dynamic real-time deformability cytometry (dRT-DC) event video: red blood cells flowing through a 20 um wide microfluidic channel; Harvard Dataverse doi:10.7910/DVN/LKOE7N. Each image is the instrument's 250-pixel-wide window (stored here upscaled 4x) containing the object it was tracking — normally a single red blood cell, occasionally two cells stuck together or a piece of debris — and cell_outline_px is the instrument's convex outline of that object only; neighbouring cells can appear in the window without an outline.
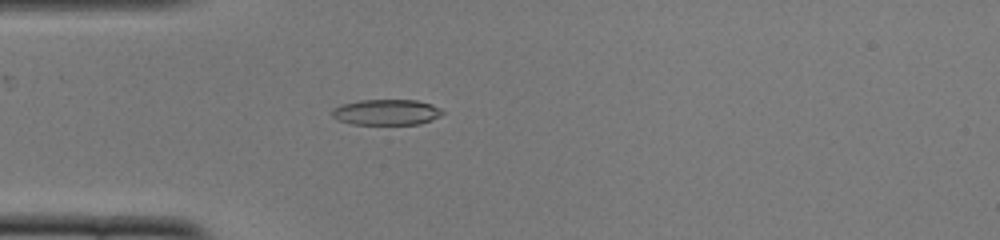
{"species": "common noctule bat (a hibernating species)", "species_latin": "Nyctalus noctula", "temperature_condition": "cold", "stored_images_in_passage": 42, "camera_frame_rate_fps": 3000, "um_per_image_px": 0.085, "animal": {"sex": "female", "body_mass_g": 22.0, "forearm_length_mm": 56.7}, "frame": {"image": 1, "passage_image": 5, "time_ms": 1.333, "image_size_px": [1000, 240], "cell_outline_px": [[444, 112], [440, 116], [432, 120], [420, 124], [352, 124], [336, 120], [332, 116], [332, 108], [340, 104], [360, 100], [416, 100], [432, 104], [440, 108]], "centroid_in_image_um": [32.83, 9.53], "position_along_channel_um": 52.2, "area_um2": 16.7}}
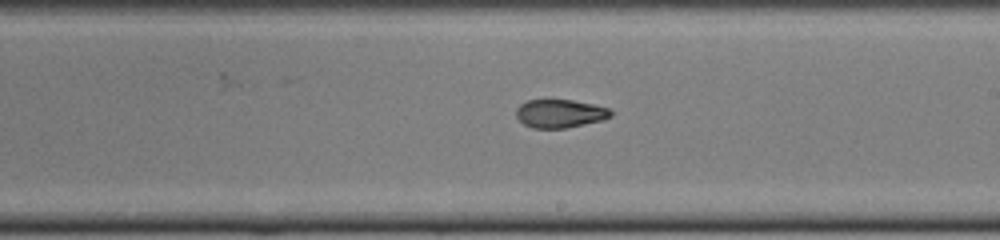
{"frame": {"image": 2, "passage_image": 20, "time_ms": 6.333, "image_size_px": [1000, 240], "cell_outline_px": [[612, 116], [604, 120], [564, 128], [532, 128], [524, 124], [516, 116], [516, 108], [520, 104], [528, 100], [572, 100], [592, 104], [608, 108], [612, 112]], "centroid_in_image_um": [47.59, 9.65], "position_along_channel_um": 241.4, "area_um2": 15.55}}
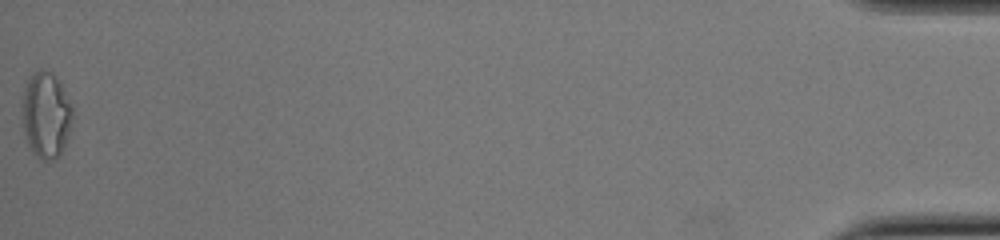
{"frame": {"image": 3, "passage_image": 42, "time_ms": 13.667, "image_size_px": [1000, 240], "cell_outline_px": [[72, 116], [68, 136], [60, 156], [52, 160], [40, 160], [32, 152], [24, 136], [20, 104], [20, 100], [28, 76], [32, 72], [40, 68], [52, 72], [64, 88], [72, 104]], "centroid_in_image_um": [3.87, 9.74], "position_along_channel_um": 431.3, "area_um2": 26.07}, "authors_computed_cell_mechanics": {"area_um2": 16.7042, "velocity_mm_per_s": 3.9232, "shape_relaxation_time_tau1_ms": null, "shape_relaxation_time_tau2_ms": 2.5294, "deformation_change_tau1": null, "deformation_change_tau2": 0.0822}}